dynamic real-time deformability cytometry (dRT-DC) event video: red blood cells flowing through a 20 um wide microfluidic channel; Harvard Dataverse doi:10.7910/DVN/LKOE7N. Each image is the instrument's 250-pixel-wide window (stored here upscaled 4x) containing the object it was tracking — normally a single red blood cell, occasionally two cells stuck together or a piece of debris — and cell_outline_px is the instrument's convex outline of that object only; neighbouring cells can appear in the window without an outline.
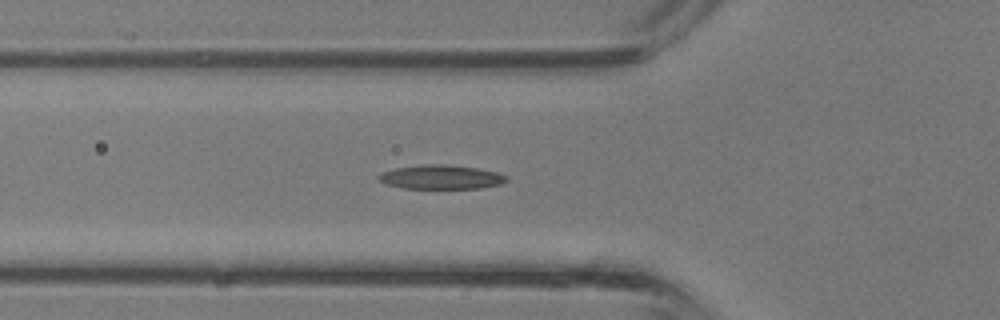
{"species": "common noctule bat (a hibernating species)", "species_latin": "Nyctalus noctula", "temperature_condition": "room temperature", "stored_images_in_passage": 18, "camera_frame_rate_fps": 3000, "um_per_image_px": 0.085, "animal": {"sex": "male", "body_mass_g": 13.3}, "frame": {"image": 1, "passage_image": 5, "time_ms": 1.333, "image_size_px": [1000, 320], "cell_outline_px": [[508, 180], [500, 184], [480, 188], [404, 188], [384, 184], [376, 176], [380, 172], [396, 168], [420, 164], [448, 164], [476, 168], [496, 172], [508, 176]], "centroid_in_image_um": [37.46, 15.04], "position_along_channel_um": 88.3, "area_um2": 18.03}}
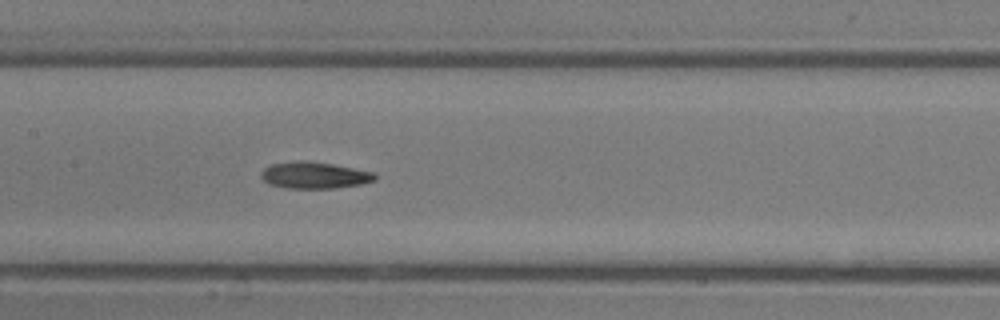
{"frame": {"image": 2, "passage_image": 10, "time_ms": 3.0, "image_size_px": [1000, 320], "cell_outline_px": [[376, 180], [360, 184], [332, 188], [288, 188], [268, 184], [260, 176], [260, 172], [264, 168], [272, 164], [296, 160], [304, 160], [332, 164], [376, 172]], "centroid_in_image_um": [26.71, 14.88], "position_along_channel_um": 180.7, "area_um2": 17.69}}
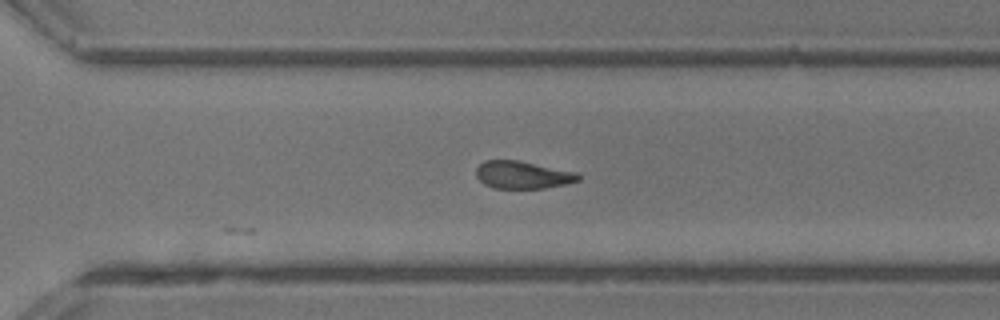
{"frame": {"image": 3, "passage_image": 18, "time_ms": 5.667, "image_size_px": [1000, 320], "cell_outline_px": [[580, 180], [564, 184], [544, 188], [492, 188], [484, 184], [476, 176], [476, 168], [484, 160], [520, 160], [576, 172], [580, 176]], "centroid_in_image_um": [44.4, 14.86], "position_along_channel_um": 326.2, "area_um2": 16.42}}